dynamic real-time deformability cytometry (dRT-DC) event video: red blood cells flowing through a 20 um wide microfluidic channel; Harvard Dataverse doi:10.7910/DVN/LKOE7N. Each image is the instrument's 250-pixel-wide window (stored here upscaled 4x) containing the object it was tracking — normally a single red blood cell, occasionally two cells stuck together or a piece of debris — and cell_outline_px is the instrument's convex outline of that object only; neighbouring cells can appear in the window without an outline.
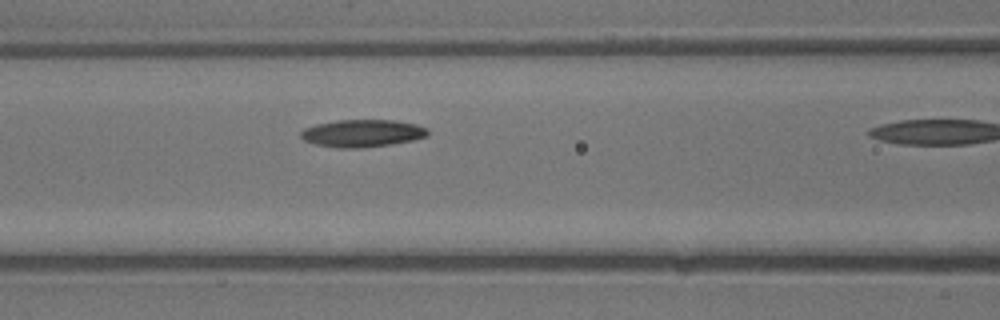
{"species": "common noctule bat (a hibernating species)", "species_latin": "Nyctalus noctula", "temperature_condition": "warm", "stored_images_in_passage": 7, "camera_frame_rate_fps": 3000, "um_per_image_px": 0.085, "animal": {"sex": "male", "body_mass_g": 13.3}, "frame": {"image": 1, "passage_image": 6, "time_ms": 1.667, "image_size_px": [1000, 320], "cell_outline_px": [[428, 136], [412, 140], [364, 148], [336, 148], [316, 144], [304, 140], [300, 136], [300, 132], [304, 128], [316, 124], [336, 120], [396, 120], [416, 124], [428, 128]], "centroid_in_image_um": [30.79, 11.32], "position_along_channel_um": 135.8, "area_um2": 20.35}}